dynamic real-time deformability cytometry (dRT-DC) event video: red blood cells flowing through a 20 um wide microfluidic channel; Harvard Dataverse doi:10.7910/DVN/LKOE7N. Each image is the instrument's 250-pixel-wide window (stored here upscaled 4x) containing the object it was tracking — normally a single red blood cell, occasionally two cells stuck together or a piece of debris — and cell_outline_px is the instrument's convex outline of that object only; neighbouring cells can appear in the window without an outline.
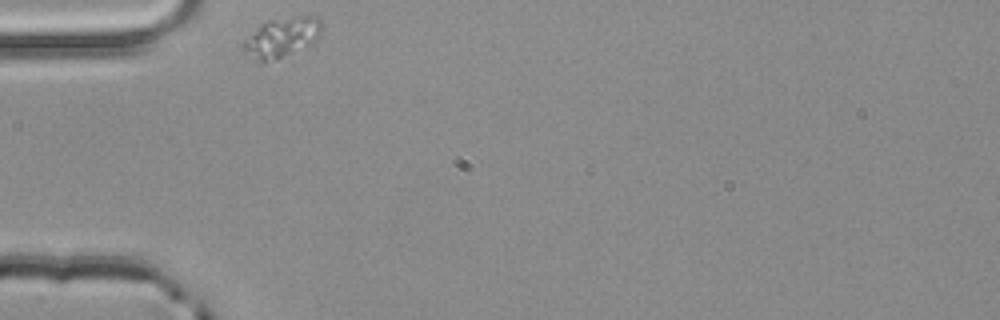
{"species": "common noctule bat (a hibernating species)", "species_latin": "Nyctalus noctula", "temperature_condition": "room temperature", "stored_images_in_passage": 1, "camera_frame_rate_fps": 3000, "um_per_image_px": 0.085, "animal": {"sex": "male", "body_mass_g": 20.4}, "frame": {"image": 1, "passage_image": 1, "time_ms": 0.0, "image_size_px": [1000, 320], "cell_outline_px": [[320, 32], [316, 40], [312, 44], [276, 60], [260, 60], [244, 48], [240, 44], [260, 24], [268, 20], [300, 16], [320, 16]], "centroid_in_image_um": [23.99, 3.14], "position_along_channel_um": 61.0, "area_um2": 17.63}}